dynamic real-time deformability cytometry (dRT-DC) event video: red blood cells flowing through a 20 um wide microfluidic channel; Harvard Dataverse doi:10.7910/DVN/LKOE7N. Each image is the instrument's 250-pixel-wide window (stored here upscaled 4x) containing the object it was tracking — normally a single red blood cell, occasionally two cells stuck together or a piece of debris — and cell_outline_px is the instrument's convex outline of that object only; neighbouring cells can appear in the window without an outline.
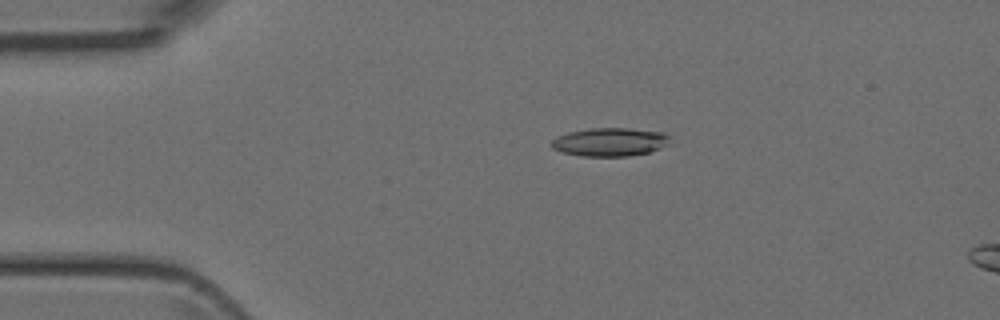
{"species": "Egyptian fruit bat (a non-hibernating species)", "species_latin": "Rousettus aegyptiacus", "temperature_condition": "room temperature", "stored_images_in_passage": 37, "camera_frame_rate_fps": 3000, "um_per_image_px": 0.085, "animal": {"sex": "female"}, "frame": {"image": 1, "passage_image": 3, "time_ms": 0.667, "image_size_px": [1000, 320], "cell_outline_px": [[668, 144], [660, 148], [648, 152], [628, 156], [584, 156], [560, 152], [552, 148], [552, 140], [556, 136], [568, 132], [588, 128], [628, 128], [664, 132], [668, 136]], "centroid_in_image_um": [51.81, 12.06], "position_along_channel_um": 33.2, "area_um2": 19.59}}
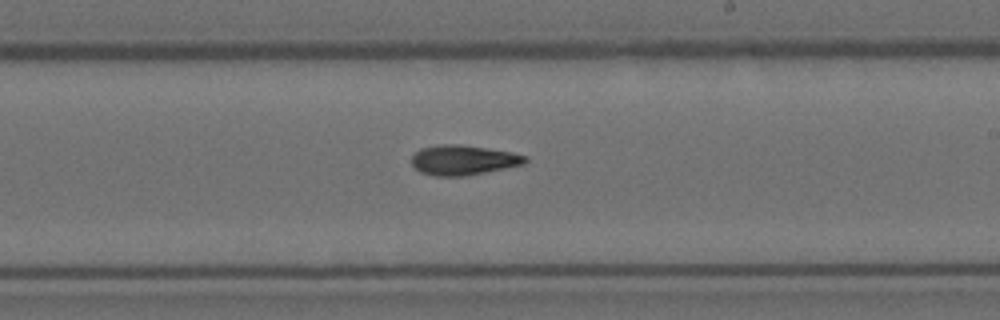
{"frame": {"image": 2, "passage_image": 22, "time_ms": 7.0, "image_size_px": [1000, 320], "cell_outline_px": [[528, 160], [524, 164], [464, 176], [432, 176], [420, 172], [412, 164], [412, 156], [420, 148], [440, 144], [460, 144], [512, 152], [528, 156]], "centroid_in_image_um": [39.37, 13.6], "position_along_channel_um": 249.6, "area_um2": 19.77}}
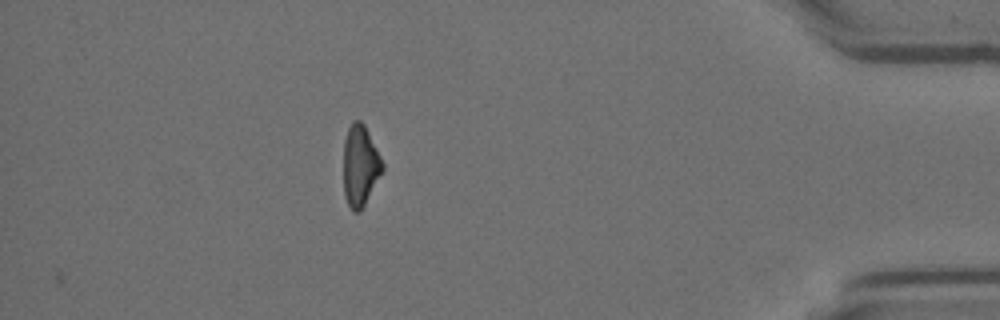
{"frame": {"image": 3, "passage_image": 37, "time_ms": 12.0, "image_size_px": [1000, 320], "cell_outline_px": [[384, 168], [360, 212], [352, 212], [344, 196], [344, 140], [348, 128], [352, 120], [360, 120], [364, 124], [384, 164]], "centroid_in_image_um": [30.6, 14.08], "position_along_channel_um": 404.6, "area_um2": 18.26}}